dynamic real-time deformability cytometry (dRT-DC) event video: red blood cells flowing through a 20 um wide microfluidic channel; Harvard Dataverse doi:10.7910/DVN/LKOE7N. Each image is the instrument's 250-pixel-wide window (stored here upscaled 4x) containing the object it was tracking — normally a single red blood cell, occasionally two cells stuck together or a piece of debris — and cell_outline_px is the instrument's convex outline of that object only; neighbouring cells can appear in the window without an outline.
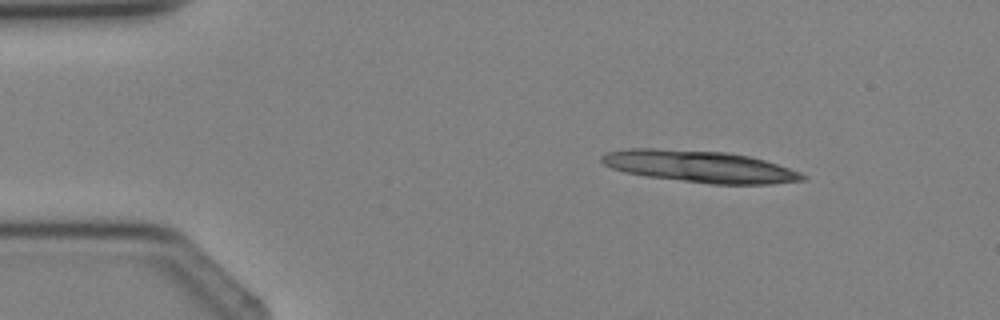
{"species": "Egyptian fruit bat (a non-hibernating species)", "species_latin": "Rousettus aegyptiacus", "temperature_condition": "cold", "stored_images_in_passage": 3, "camera_frame_rate_fps": 3000, "um_per_image_px": 0.085, "animal": {"sex": "female"}, "frame": {"image": 1, "passage_image": 1, "time_ms": 0.0, "image_size_px": [1000, 320], "cell_outline_px": [[808, 176], [804, 180], [768, 184], [712, 184], [648, 176], [624, 172], [612, 168], [604, 164], [600, 160], [600, 156], [604, 152], [628, 148], [656, 148], [728, 152], [748, 156], [764, 160], [800, 172]], "centroid_in_image_um": [59.44, 14.14], "position_along_channel_um": 25.6, "area_um2": 37.17}}